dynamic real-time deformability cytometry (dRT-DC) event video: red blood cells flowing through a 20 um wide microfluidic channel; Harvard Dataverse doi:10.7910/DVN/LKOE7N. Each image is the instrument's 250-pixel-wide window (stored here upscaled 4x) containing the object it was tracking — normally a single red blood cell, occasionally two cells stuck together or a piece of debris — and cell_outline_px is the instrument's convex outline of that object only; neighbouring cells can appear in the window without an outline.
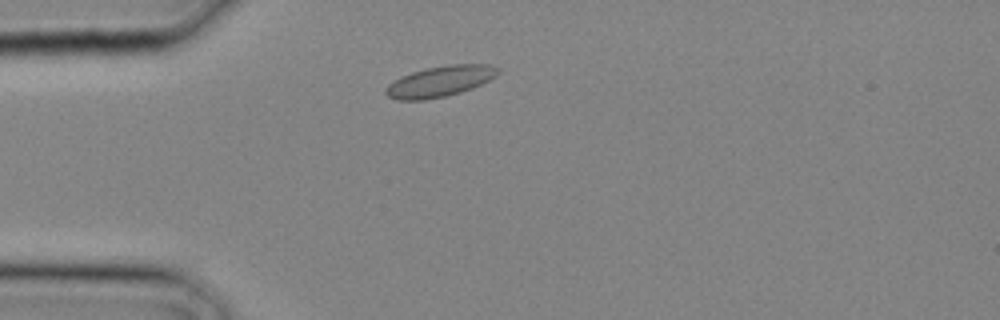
{"species": "common noctule bat (a hibernating species)", "species_latin": "Nyctalus noctula", "temperature_condition": "cold", "stored_images_in_passage": 8, "camera_frame_rate_fps": 3000, "um_per_image_px": 0.085, "animal": {"sex": "male", "body_mass_g": 20.4}, "frame": {"image": 1, "passage_image": 3, "time_ms": 0.667, "image_size_px": [1000, 320], "cell_outline_px": [[500, 72], [496, 76], [472, 88], [460, 92], [444, 96], [424, 100], [396, 100], [388, 96], [384, 92], [388, 84], [400, 76], [424, 68], [448, 64], [488, 64], [500, 68]], "centroid_in_image_um": [37.38, 6.9], "position_along_channel_um": 47.6, "area_um2": 20.17}}
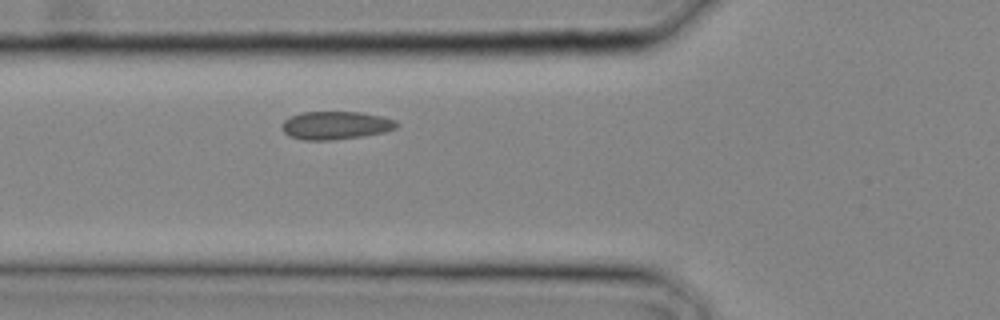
{"frame": {"image": 2, "passage_image": 6, "time_ms": 1.667, "image_size_px": [1000, 320], "cell_outline_px": [[400, 124], [396, 128], [384, 132], [364, 136], [332, 140], [304, 140], [288, 136], [284, 132], [284, 120], [292, 116], [304, 112], [360, 112], [380, 116], [396, 120]], "centroid_in_image_um": [28.58, 10.66], "position_along_channel_um": 97.2, "area_um2": 18.67}}
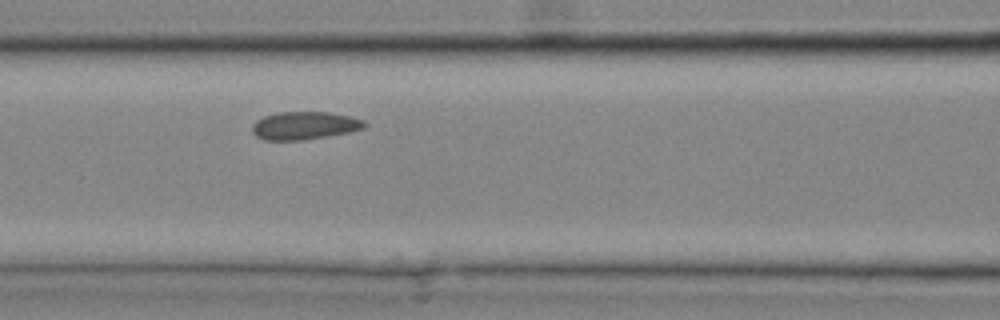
{"frame": {"image": 3, "passage_image": 8, "time_ms": 2.333, "image_size_px": [1000, 320], "cell_outline_px": [[368, 124], [364, 128], [348, 132], [300, 140], [264, 140], [256, 136], [252, 132], [252, 124], [256, 120], [264, 116], [280, 112], [328, 112], [352, 116], [364, 120]], "centroid_in_image_um": [25.88, 10.66], "position_along_channel_um": 140.7, "area_um2": 18.21}}